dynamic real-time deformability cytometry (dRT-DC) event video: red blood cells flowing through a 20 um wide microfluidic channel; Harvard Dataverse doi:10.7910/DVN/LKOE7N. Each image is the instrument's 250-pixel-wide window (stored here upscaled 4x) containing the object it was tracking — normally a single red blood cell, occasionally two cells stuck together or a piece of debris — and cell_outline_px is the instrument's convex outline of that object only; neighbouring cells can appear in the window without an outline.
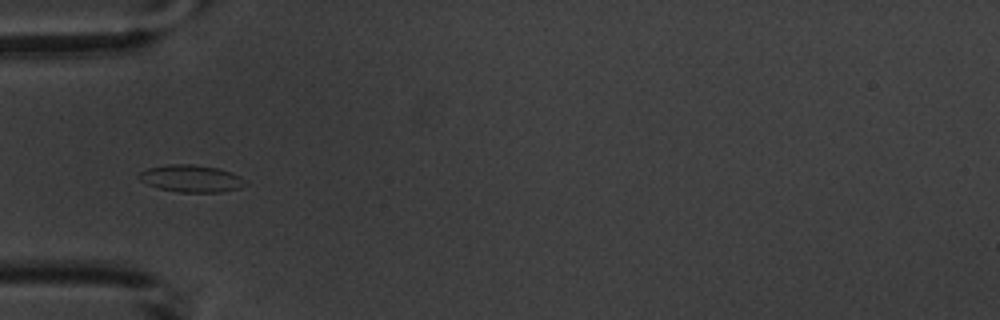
{"species": "common noctule bat (a hibernating species)", "species_latin": "Nyctalus noctula", "temperature_condition": "warm", "stored_images_in_passage": 8, "camera_frame_rate_fps": 3000, "um_per_image_px": 0.085, "animal": {"sex": "male", "body_mass_g": 20.1, "forearm_length_mm": 53.5}, "frame": {"image": 1, "passage_image": 5, "time_ms": 4.667, "image_size_px": [1000, 320], "cell_outline_px": [[248, 184], [240, 188], [224, 192], [176, 192], [156, 188], [140, 180], [136, 176], [140, 172], [148, 168], [168, 164], [192, 164], [216, 168], [232, 172], [240, 176]], "centroid_in_image_um": [16.25, 15.18], "position_along_channel_um": 68.8, "area_um2": 16.99}}
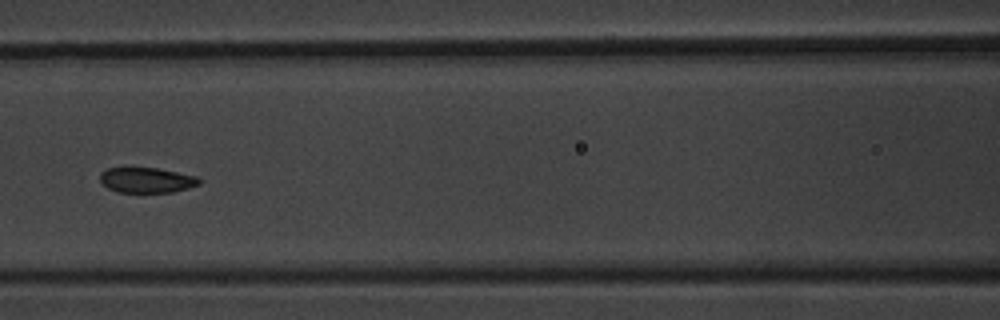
{"frame": {"image": 2, "passage_image": 7, "time_ms": 7.0, "image_size_px": [1000, 320], "cell_outline_px": [[204, 180], [200, 184], [188, 188], [172, 192], [116, 192], [108, 188], [100, 180], [100, 172], [108, 168], [156, 168], [196, 176]], "centroid_in_image_um": [12.49, 15.31], "position_along_channel_um": 154.1, "area_um2": 14.57}}
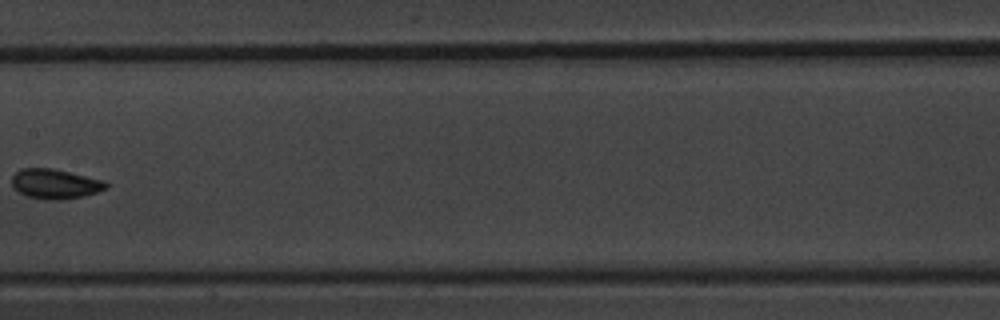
{"frame": {"image": 3, "passage_image": 8, "time_ms": 8.333, "image_size_px": [1000, 320], "cell_outline_px": [[108, 188], [84, 196], [60, 200], [48, 200], [28, 196], [20, 192], [12, 184], [12, 176], [20, 168], [52, 168], [104, 180], [108, 184]], "centroid_in_image_um": [4.7, 15.62], "position_along_channel_um": 202.7, "area_um2": 16.24}}